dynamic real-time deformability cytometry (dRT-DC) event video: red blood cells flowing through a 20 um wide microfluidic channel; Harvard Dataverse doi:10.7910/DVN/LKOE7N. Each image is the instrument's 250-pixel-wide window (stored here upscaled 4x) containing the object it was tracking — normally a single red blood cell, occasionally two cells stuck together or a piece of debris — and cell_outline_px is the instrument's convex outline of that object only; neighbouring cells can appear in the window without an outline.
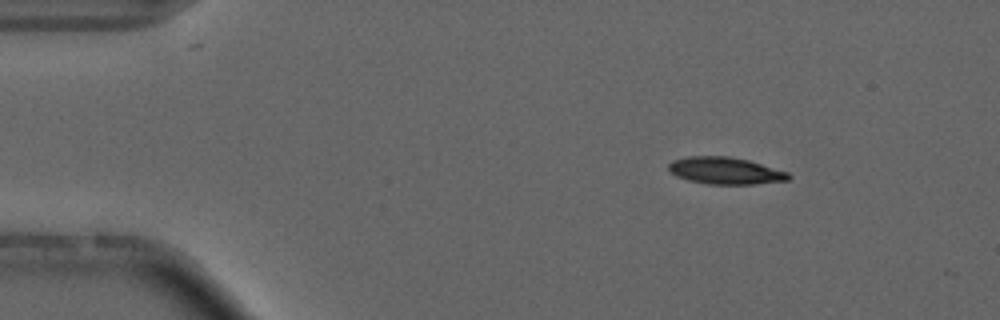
{"species": "common noctule bat (a hibernating species)", "species_latin": "Nyctalus noctula", "temperature_condition": "cold", "stored_images_in_passage": 5, "camera_frame_rate_fps": 3000, "um_per_image_px": 0.085, "animal": {"sex": "male", "forearm_length_mm": 52.5}, "frame": {"image": 1, "passage_image": 2, "time_ms": 1.333, "image_size_px": [1000, 320], "cell_outline_px": [[792, 176], [788, 180], [752, 184], [708, 184], [688, 180], [676, 176], [668, 168], [668, 164], [672, 160], [688, 156], [728, 156], [748, 160], [788, 172]], "centroid_in_image_um": [61.64, 14.5], "position_along_channel_um": 23.4, "area_um2": 18.79}}